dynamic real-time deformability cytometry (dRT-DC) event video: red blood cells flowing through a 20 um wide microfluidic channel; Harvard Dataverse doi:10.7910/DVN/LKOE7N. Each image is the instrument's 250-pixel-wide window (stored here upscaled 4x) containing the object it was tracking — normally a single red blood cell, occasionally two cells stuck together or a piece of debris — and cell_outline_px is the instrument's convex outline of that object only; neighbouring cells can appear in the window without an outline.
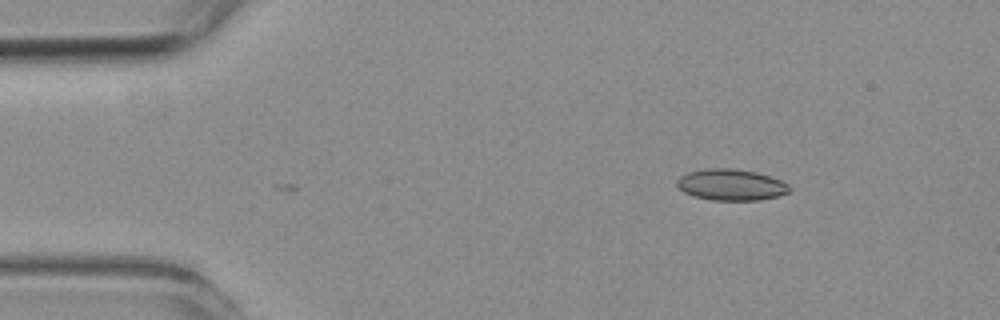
{"species": "common noctule bat (a hibernating species)", "species_latin": "Nyctalus noctula", "temperature_condition": "room temperature", "stored_images_in_passage": 6, "camera_frame_rate_fps": 3000, "um_per_image_px": 0.085, "animal": {"sex": "female", "body_mass_g": 19.3, "forearm_length_mm": 54.1}, "frame": {"image": 1, "passage_image": 6, "time_ms": 1.667, "image_size_px": [1000, 320], "cell_outline_px": [[792, 188], [788, 192], [780, 196], [760, 200], [712, 200], [692, 196], [684, 192], [676, 184], [676, 180], [680, 176], [688, 172], [708, 168], [732, 168], [756, 172], [780, 180], [788, 184]], "centroid_in_image_um": [62.14, 15.71], "position_along_channel_um": 22.9, "area_um2": 20.58}}